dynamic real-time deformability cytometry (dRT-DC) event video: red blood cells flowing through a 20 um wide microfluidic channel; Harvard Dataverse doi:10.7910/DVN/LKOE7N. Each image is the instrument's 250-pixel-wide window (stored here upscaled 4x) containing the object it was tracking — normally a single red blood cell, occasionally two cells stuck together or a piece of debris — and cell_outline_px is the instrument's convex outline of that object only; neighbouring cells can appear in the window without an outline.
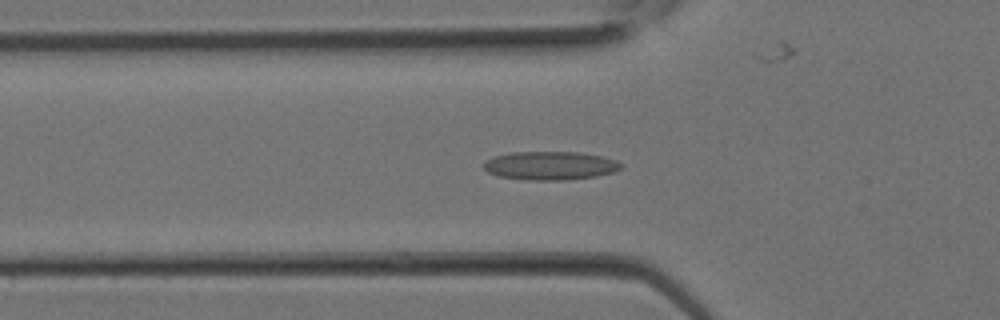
{"species": "Egyptian fruit bat (a non-hibernating species)", "species_latin": "Rousettus aegyptiacus", "temperature_condition": "room temperature", "stored_images_in_passage": 22, "camera_frame_rate_fps": 3000, "um_per_image_px": 0.085, "animal": {"sex": "female"}, "frame": {"image": 1, "passage_image": 3, "time_ms": 0.667, "image_size_px": [1000, 320], "cell_outline_px": [[624, 164], [620, 168], [612, 172], [596, 176], [564, 180], [528, 180], [500, 176], [488, 172], [484, 168], [484, 164], [492, 156], [512, 152], [580, 152], [600, 156], [616, 160]], "centroid_in_image_um": [46.77, 14.07], "position_along_channel_um": 79.0, "area_um2": 22.66}}
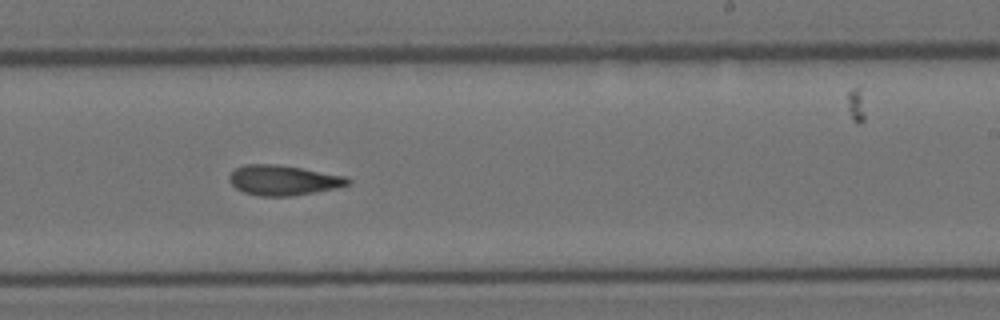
{"frame": {"image": 2, "passage_image": 11, "time_ms": 3.333, "image_size_px": [1000, 320], "cell_outline_px": [[352, 184], [336, 188], [292, 196], [260, 196], [244, 192], [236, 188], [228, 180], [228, 176], [236, 168], [244, 164], [276, 164], [300, 168], [344, 176], [352, 180]], "centroid_in_image_um": [24.07, 15.32], "position_along_channel_um": 264.9, "area_um2": 20.69}}
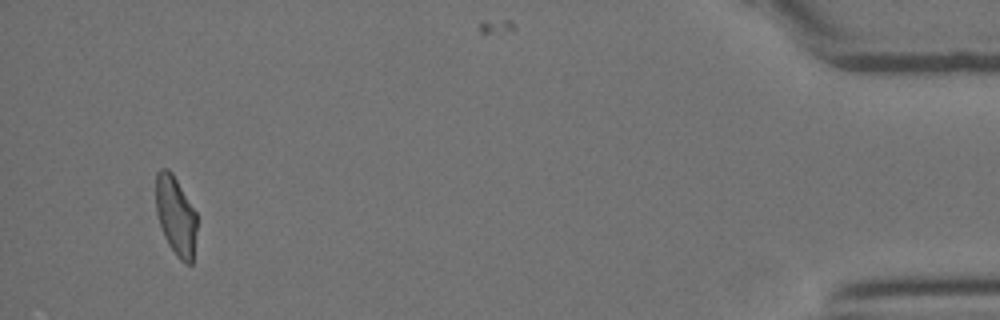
{"frame": {"image": 3, "passage_image": 21, "time_ms": 6.667, "image_size_px": [1000, 320], "cell_outline_px": [[196, 232], [192, 264], [184, 264], [180, 260], [168, 244], [164, 236], [156, 212], [156, 172], [160, 168], [168, 168], [172, 172], [196, 212]], "centroid_in_image_um": [14.93, 18.33], "position_along_channel_um": 420.3, "area_um2": 18.9}}